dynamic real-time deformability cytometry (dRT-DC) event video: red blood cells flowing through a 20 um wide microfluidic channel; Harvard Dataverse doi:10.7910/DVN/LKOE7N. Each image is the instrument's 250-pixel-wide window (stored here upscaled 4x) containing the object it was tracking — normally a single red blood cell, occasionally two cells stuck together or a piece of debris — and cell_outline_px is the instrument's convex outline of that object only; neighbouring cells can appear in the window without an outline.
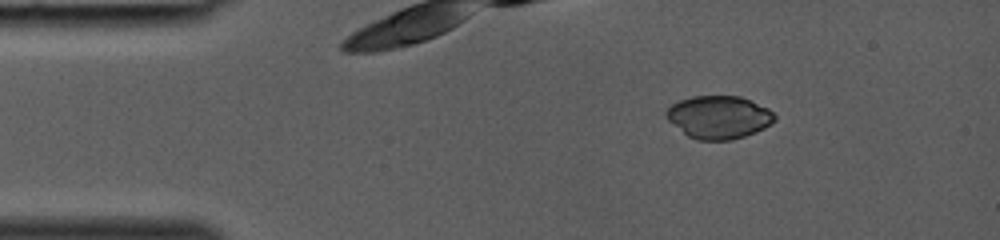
{"species": "common noctule bat (a hibernating species)", "species_latin": "Nyctalus noctula", "temperature_condition": "room temperature", "stored_images_in_passage": 28, "camera_frame_rate_fps": 3000, "um_per_image_px": 0.085, "animal": {"sex": "female", "body_mass_g": 19.0, "forearm_length_mm": 53.3}, "frame": {"image": 1, "passage_image": 5, "time_ms": 1.333, "image_size_px": [1000, 240], "cell_outline_px": [[776, 120], [764, 128], [756, 132], [732, 140], [696, 140], [688, 136], [668, 120], [664, 116], [664, 112], [672, 104], [680, 100], [692, 96], [740, 96], [768, 108], [776, 116]], "centroid_in_image_um": [61.09, 9.96], "position_along_channel_um": 23.9, "area_um2": 27.11}}